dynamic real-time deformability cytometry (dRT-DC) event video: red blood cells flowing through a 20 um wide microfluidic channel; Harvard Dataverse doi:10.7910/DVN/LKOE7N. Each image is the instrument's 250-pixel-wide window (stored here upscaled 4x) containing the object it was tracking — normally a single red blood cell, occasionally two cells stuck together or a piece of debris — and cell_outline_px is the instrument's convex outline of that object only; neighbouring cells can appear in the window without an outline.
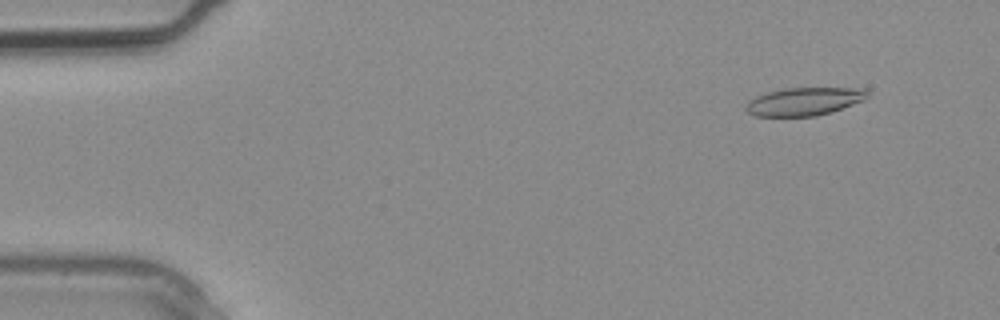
{"species": "common noctule bat (a hibernating species)", "species_latin": "Nyctalus noctula", "temperature_condition": "warm", "stored_images_in_passage": 3, "camera_frame_rate_fps": 3000, "um_per_image_px": 0.085, "animal": {"sex": "male", "body_mass_g": 20.4}, "frame": {"image": 1, "passage_image": 1, "time_ms": 0.0, "image_size_px": [1000, 320], "cell_outline_px": [[868, 96], [864, 100], [816, 116], [756, 116], [748, 112], [744, 108], [744, 104], [748, 100], [756, 96], [768, 92], [784, 88], [868, 88]], "centroid_in_image_um": [68.32, 8.61], "position_along_channel_um": 16.7, "area_um2": 19.77}}